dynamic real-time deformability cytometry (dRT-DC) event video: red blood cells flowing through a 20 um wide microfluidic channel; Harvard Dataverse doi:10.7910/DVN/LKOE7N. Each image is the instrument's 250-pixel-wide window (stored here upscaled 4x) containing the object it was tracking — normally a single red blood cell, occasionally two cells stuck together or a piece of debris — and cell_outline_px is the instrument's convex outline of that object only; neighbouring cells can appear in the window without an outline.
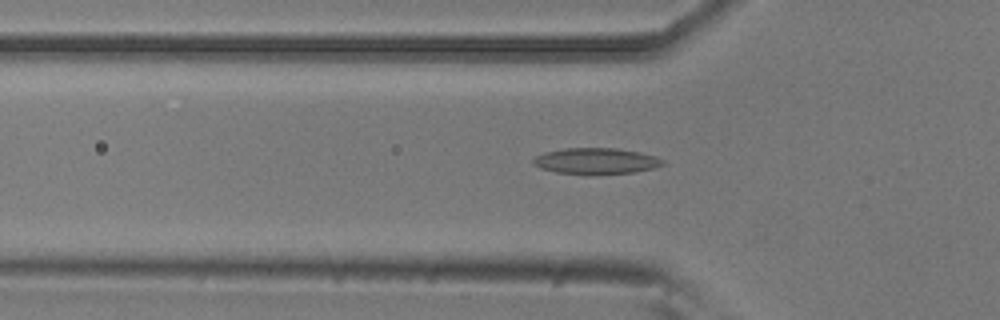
{"species": "common noctule bat (a hibernating species)", "species_latin": "Nyctalus noctula", "temperature_condition": "room temperature", "stored_images_in_passage": 53, "camera_frame_rate_fps": 3000, "um_per_image_px": 0.085, "animal": {"sex": "male", "body_mass_g": 20.5, "forearm_length_mm": 52.5}, "frame": {"image": 1, "passage_image": 17, "time_ms": 5.333, "image_size_px": [1000, 320], "cell_outline_px": [[664, 164], [652, 168], [632, 172], [588, 176], [556, 172], [540, 168], [532, 164], [532, 160], [536, 156], [544, 152], [564, 148], [616, 148], [640, 152], [656, 156], [664, 160]], "centroid_in_image_um": [50.62, 13.7], "position_along_channel_um": 75.2, "area_um2": 20.06}}
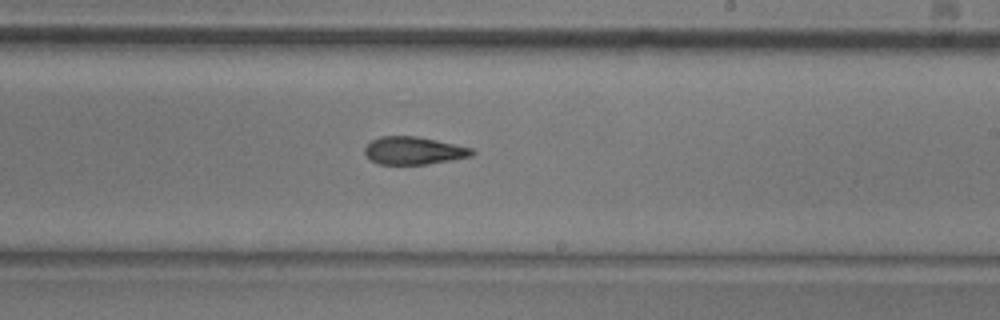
{"frame": {"image": 2, "passage_image": 31, "time_ms": 10.0, "image_size_px": [1000, 320], "cell_outline_px": [[476, 152], [472, 156], [452, 160], [428, 164], [380, 164], [372, 160], [364, 152], [364, 148], [372, 140], [380, 136], [416, 136], [436, 140], [472, 148]], "centroid_in_image_um": [35.19, 12.8], "position_along_channel_um": 253.8, "area_um2": 17.22}}
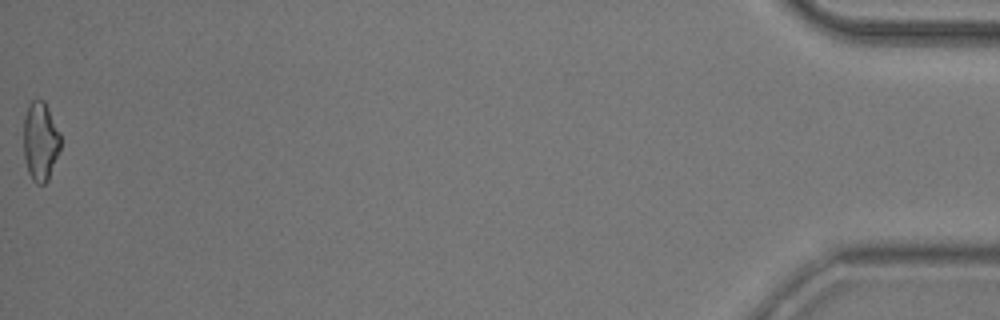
{"frame": {"image": 3, "passage_image": 53, "time_ms": 17.333, "image_size_px": [1000, 320], "cell_outline_px": [[60, 148], [48, 180], [44, 184], [36, 184], [32, 180], [28, 172], [24, 156], [24, 116], [32, 100], [44, 100], [60, 132]], "centroid_in_image_um": [3.43, 12.03], "position_along_channel_um": 431.8, "area_um2": 16.88}, "authors_computed_cell_mechanics": {"area_um2": 17.918, "velocity_mm_per_s": 3.7997, "shape_relaxation_time_tau1_ms": 7.1627, "shape_relaxation_time_tau2_ms": 7.1094, "deformation_change_tau1": 0.1676, "deformation_change_tau2": 0.188}}